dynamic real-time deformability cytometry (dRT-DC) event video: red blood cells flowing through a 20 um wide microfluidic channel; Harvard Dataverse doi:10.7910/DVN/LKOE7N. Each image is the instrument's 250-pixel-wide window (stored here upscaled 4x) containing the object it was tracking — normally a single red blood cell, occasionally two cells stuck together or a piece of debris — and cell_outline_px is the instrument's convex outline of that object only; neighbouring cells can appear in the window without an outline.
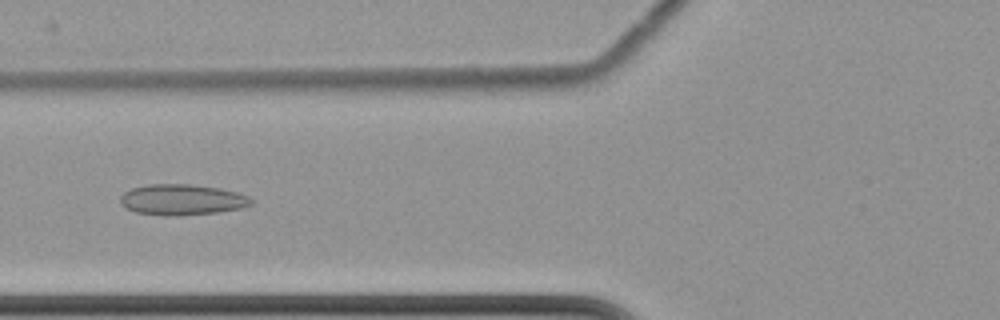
{"species": "common noctule bat (a hibernating species)", "species_latin": "Nyctalus noctula", "temperature_condition": "cold", "stored_images_in_passage": 10, "camera_frame_rate_fps": 3000, "um_per_image_px": 0.085, "animal": {"sex": "female", "body_mass_g": 22.7, "forearm_length_mm": 54.2}, "frame": {"image": 1, "passage_image": 7, "time_ms": 8.333, "image_size_px": [1000, 320], "cell_outline_px": [[256, 200], [252, 204], [240, 208], [216, 212], [180, 216], [168, 216], [136, 212], [124, 208], [120, 204], [120, 196], [124, 192], [132, 188], [148, 184], [192, 184], [220, 188], [236, 192], [248, 196]], "centroid_in_image_um": [15.46, 16.97], "position_along_channel_um": 110.3, "area_um2": 23.7}}
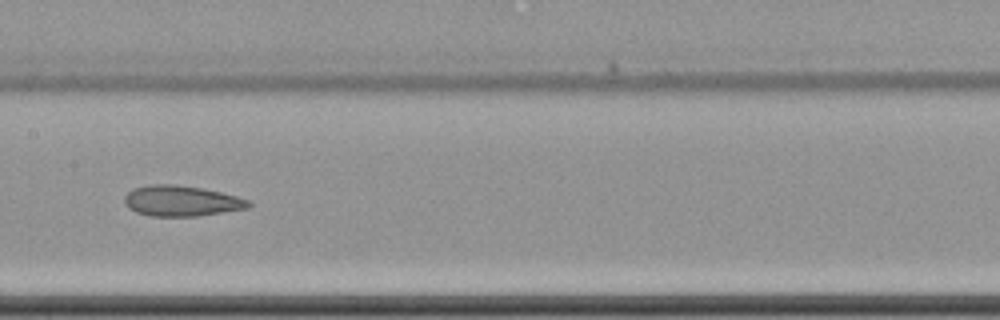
{"frame": {"image": 2, "passage_image": 9, "time_ms": 10.667, "image_size_px": [1000, 320], "cell_outline_px": [[252, 204], [248, 208], [196, 216], [152, 216], [136, 212], [128, 208], [124, 204], [124, 196], [132, 188], [148, 184], [172, 184], [204, 188], [236, 196], [248, 200]], "centroid_in_image_um": [15.37, 17.07], "position_along_channel_um": 192.0, "area_um2": 22.2}}
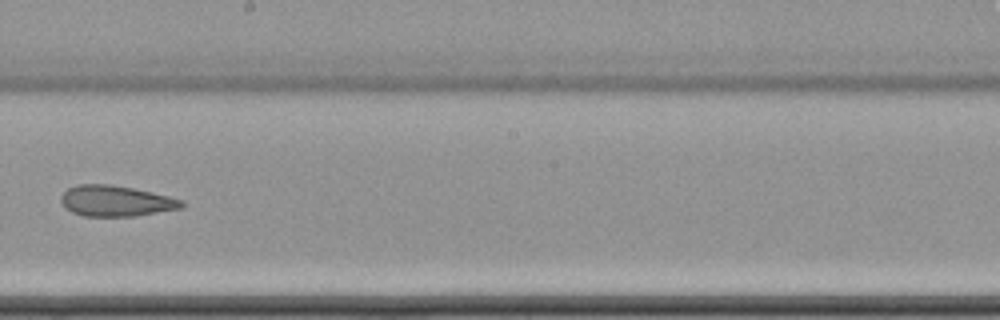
{"frame": {"image": 3, "passage_image": 10, "time_ms": 12.0, "image_size_px": [1000, 320], "cell_outline_px": [[184, 204], [180, 208], [136, 216], [84, 216], [72, 212], [64, 208], [60, 200], [60, 196], [68, 188], [76, 184], [112, 184], [152, 192], [184, 200]], "centroid_in_image_um": [9.81, 17.07], "position_along_channel_um": 238.4, "area_um2": 21.73}}